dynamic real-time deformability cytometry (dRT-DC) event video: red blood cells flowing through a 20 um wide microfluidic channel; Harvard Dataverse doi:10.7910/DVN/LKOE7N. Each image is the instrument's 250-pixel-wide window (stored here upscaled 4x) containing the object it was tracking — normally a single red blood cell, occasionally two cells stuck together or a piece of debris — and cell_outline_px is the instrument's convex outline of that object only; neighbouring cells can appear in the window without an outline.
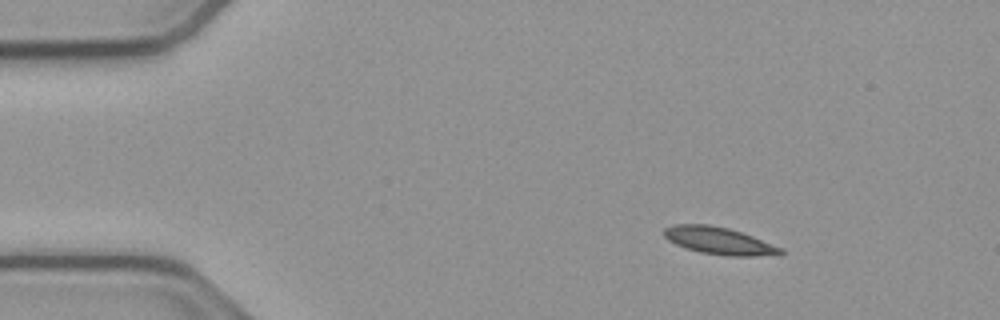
{"species": "common noctule bat (a hibernating species)", "species_latin": "Nyctalus noctula", "temperature_condition": "cold", "stored_images_in_passage": 47, "camera_frame_rate_fps": 3000, "um_per_image_px": 0.085, "animal": {"sex": "male", "body_mass_g": 23.1, "forearm_length_mm": 52.7}, "frame": {"image": 1, "passage_image": 1, "time_ms": 0.0, "image_size_px": [1000, 320], "cell_outline_px": [[784, 252], [780, 256], [724, 256], [700, 252], [676, 244], [668, 240], [664, 236], [664, 228], [672, 224], [708, 224], [728, 228], [752, 236], [784, 248]], "centroid_in_image_um": [61.17, 20.48], "position_along_channel_um": 23.8, "area_um2": 18.67}}
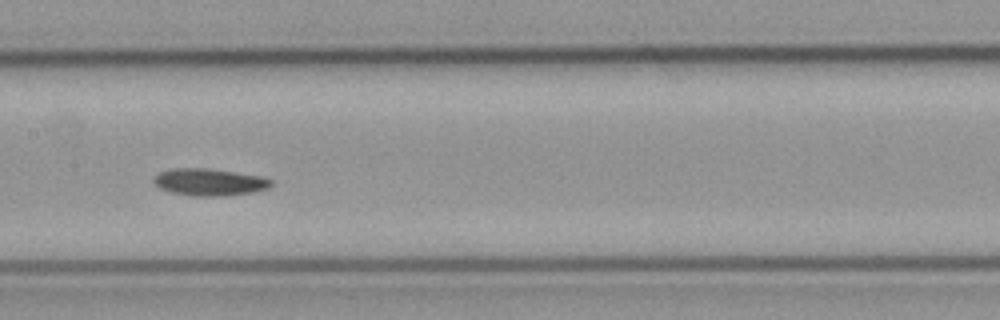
{"frame": {"image": 2, "passage_image": 20, "time_ms": 6.333, "image_size_px": [1000, 320], "cell_outline_px": [[272, 184], [268, 188], [252, 192], [224, 196], [192, 196], [172, 192], [160, 188], [152, 180], [160, 172], [172, 168], [208, 168], [260, 176], [272, 180]], "centroid_in_image_um": [17.79, 15.48], "position_along_channel_um": 189.6, "area_um2": 18.38}}
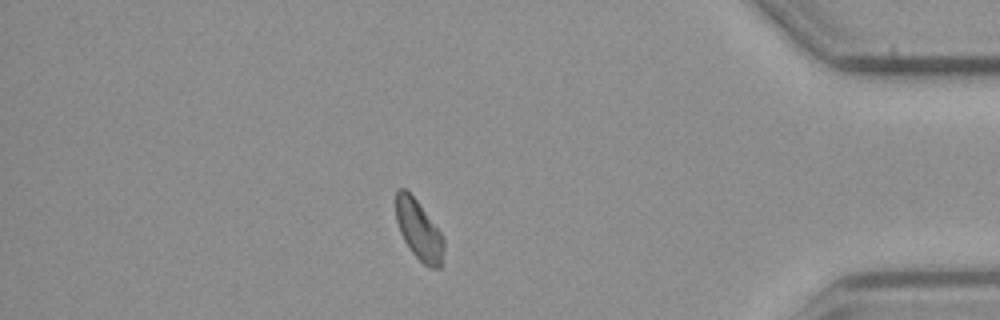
{"frame": {"image": 3, "passage_image": 40, "time_ms": 13.0, "image_size_px": [1000, 320], "cell_outline_px": [[444, 248], [440, 268], [428, 268], [412, 252], [404, 240], [400, 232], [396, 220], [396, 188], [408, 188], [440, 232], [444, 240]], "centroid_in_image_um": [35.58, 19.52], "position_along_channel_um": 399.6, "area_um2": 16.65}}